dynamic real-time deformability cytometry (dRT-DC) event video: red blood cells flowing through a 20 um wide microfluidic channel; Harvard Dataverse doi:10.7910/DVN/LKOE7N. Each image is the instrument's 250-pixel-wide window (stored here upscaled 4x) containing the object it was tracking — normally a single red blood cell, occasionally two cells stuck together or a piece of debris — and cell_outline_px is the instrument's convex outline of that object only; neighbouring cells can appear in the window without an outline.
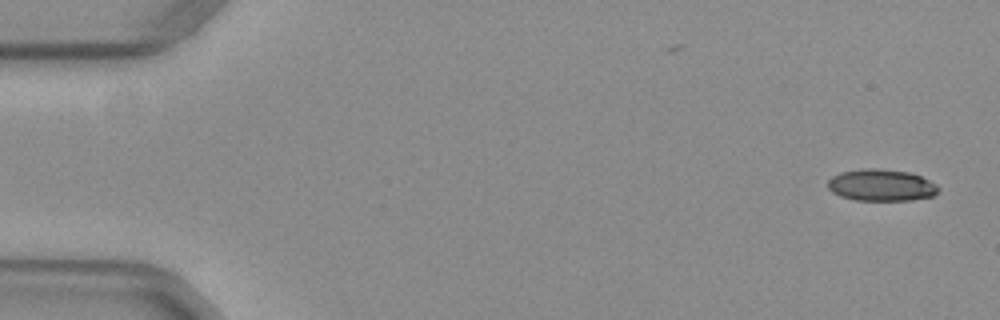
{"species": "common noctule bat (a hibernating species)", "species_latin": "Nyctalus noctula", "temperature_condition": "warm", "stored_images_in_passage": 8, "camera_frame_rate_fps": 3000, "um_per_image_px": 0.085, "animal": {"sex": "female", "body_mass_g": 29.2, "forearm_length_mm": 56.3}, "frame": {"image": 1, "passage_image": 2, "time_ms": 0.333, "image_size_px": [1000, 320], "cell_outline_px": [[940, 188], [932, 196], [912, 200], [856, 200], [840, 196], [832, 192], [828, 188], [828, 180], [832, 176], [840, 172], [860, 168], [880, 168], [908, 172], [920, 176], [936, 184]], "centroid_in_image_um": [74.88, 15.73], "position_along_channel_um": 10.1, "area_um2": 20.52}}